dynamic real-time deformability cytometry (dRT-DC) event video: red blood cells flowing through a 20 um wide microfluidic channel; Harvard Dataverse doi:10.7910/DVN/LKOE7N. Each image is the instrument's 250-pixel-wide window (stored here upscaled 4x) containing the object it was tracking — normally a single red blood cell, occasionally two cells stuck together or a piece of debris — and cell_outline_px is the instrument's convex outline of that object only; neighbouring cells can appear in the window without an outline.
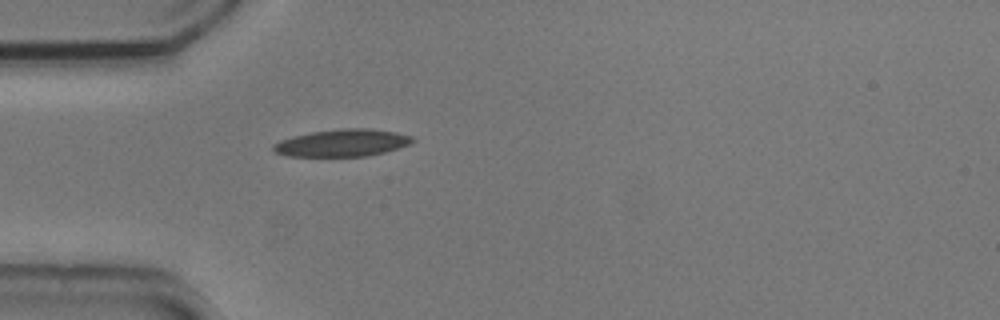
{"species": "common noctule bat (a hibernating species)", "species_latin": "Nyctalus noctula", "temperature_condition": "cold", "stored_images_in_passage": 1, "camera_frame_rate_fps": 3000, "um_per_image_px": 0.085, "animal": {"sex": "male", "body_mass_g": 20.5, "forearm_length_mm": 52.5}, "frame": {"image": 1, "passage_image": 1, "time_ms": 0.0, "image_size_px": [1000, 320], "cell_outline_px": [[416, 140], [400, 148], [368, 156], [288, 156], [276, 152], [272, 148], [272, 144], [280, 140], [292, 136], [312, 132], [344, 128], [372, 128], [396, 132], [412, 136]], "centroid_in_image_um": [29.11, 12.14], "position_along_channel_um": 55.9, "area_um2": 22.14}}